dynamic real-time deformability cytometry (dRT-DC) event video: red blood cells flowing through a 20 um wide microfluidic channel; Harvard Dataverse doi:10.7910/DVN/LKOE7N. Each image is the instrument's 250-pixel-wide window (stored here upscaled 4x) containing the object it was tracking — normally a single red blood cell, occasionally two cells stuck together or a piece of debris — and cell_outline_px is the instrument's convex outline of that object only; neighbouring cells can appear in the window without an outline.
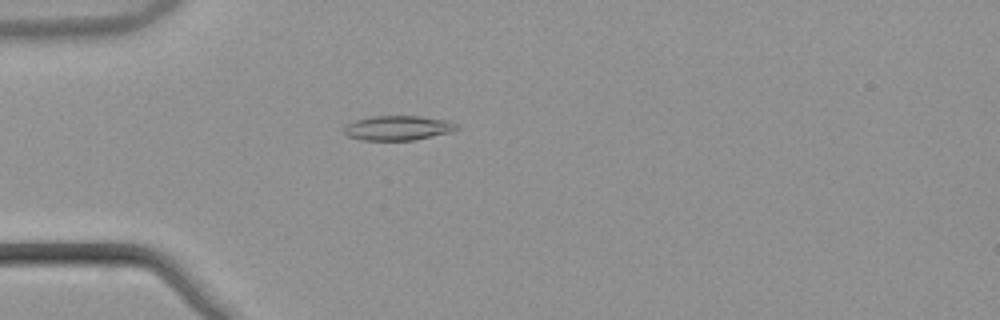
{"species": "common noctule bat (a hibernating species)", "species_latin": "Nyctalus noctula", "temperature_condition": "warm", "stored_images_in_passage": 47, "camera_frame_rate_fps": 3000, "um_per_image_px": 0.085, "animal": {"sex": "male", "body_mass_g": 21.5, "forearm_length_mm": 52.0}, "frame": {"image": 1, "passage_image": 9, "time_ms": 2.667, "image_size_px": [1000, 320], "cell_outline_px": [[460, 128], [452, 132], [412, 140], [364, 140], [348, 136], [344, 132], [344, 124], [356, 120], [372, 116], [420, 116], [448, 120], [456, 124]], "centroid_in_image_um": [33.83, 10.87], "position_along_channel_um": 51.2, "area_um2": 16.18}}
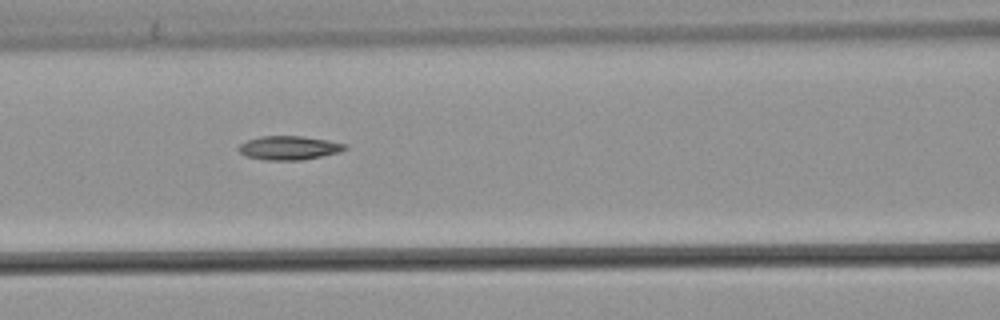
{"frame": {"image": 2, "passage_image": 17, "time_ms": 5.333, "image_size_px": [1000, 320], "cell_outline_px": [[348, 148], [340, 152], [300, 160], [264, 160], [248, 156], [240, 152], [236, 148], [240, 144], [248, 140], [260, 136], [300, 136], [328, 140], [348, 144]], "centroid_in_image_um": [24.58, 12.56], "position_along_channel_um": 142.0, "area_um2": 14.74}}
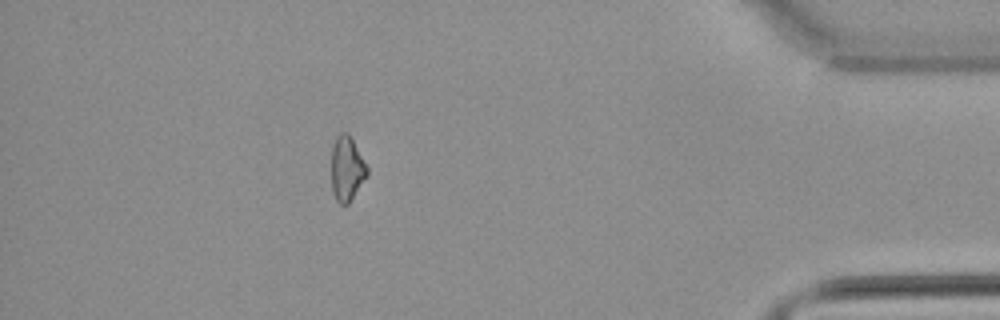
{"frame": {"image": 3, "passage_image": 41, "time_ms": 13.333, "image_size_px": [1000, 320], "cell_outline_px": [[368, 176], [348, 204], [340, 204], [336, 200], [332, 192], [332, 144], [336, 136], [340, 132], [348, 132], [368, 168]], "centroid_in_image_um": [29.48, 14.33], "position_along_channel_um": 405.7, "area_um2": 13.53}}